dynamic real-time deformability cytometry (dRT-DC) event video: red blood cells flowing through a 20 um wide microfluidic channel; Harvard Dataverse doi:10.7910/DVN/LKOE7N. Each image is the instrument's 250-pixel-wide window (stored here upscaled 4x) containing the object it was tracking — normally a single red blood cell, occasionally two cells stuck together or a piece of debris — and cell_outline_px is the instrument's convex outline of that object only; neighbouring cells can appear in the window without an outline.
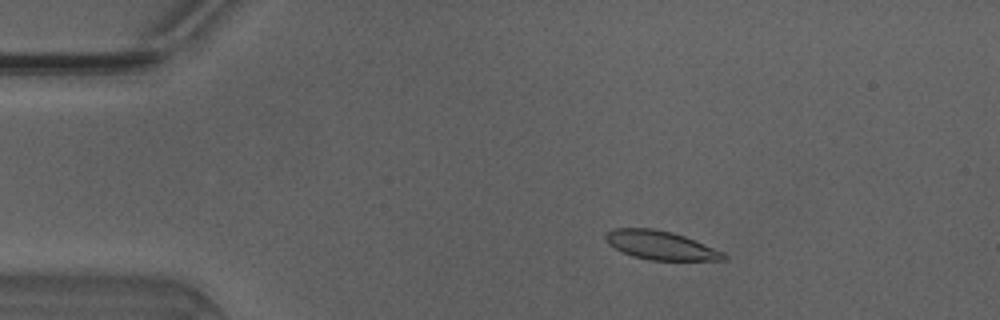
{"species": "Egyptian fruit bat (a non-hibernating species)", "species_latin": "Rousettus aegyptiacus", "temperature_condition": "warm", "stored_images_in_passage": 50, "camera_frame_rate_fps": 3000, "um_per_image_px": 0.085, "animal": {"sex": "male"}, "frame": {"image": 1, "passage_image": 9, "time_ms": 2.667, "image_size_px": [1000, 320], "cell_outline_px": [[728, 256], [724, 260], [648, 260], [632, 256], [608, 244], [604, 236], [608, 232], [616, 228], [652, 228], [672, 232], [684, 236], [724, 252]], "centroid_in_image_um": [56.16, 20.85], "position_along_channel_um": 28.8, "area_um2": 19.59}}
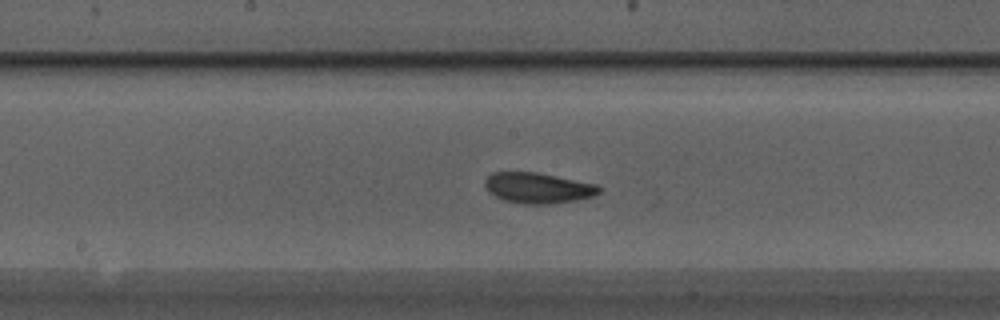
{"frame": {"image": 2, "passage_image": 26, "time_ms": 8.333, "image_size_px": [1000, 320], "cell_outline_px": [[600, 192], [592, 196], [576, 200], [548, 204], [520, 204], [504, 200], [488, 192], [484, 184], [484, 180], [492, 172], [536, 172], [596, 184], [600, 188]], "centroid_in_image_um": [45.68, 15.98], "position_along_channel_um": 202.5, "area_um2": 20.29}}
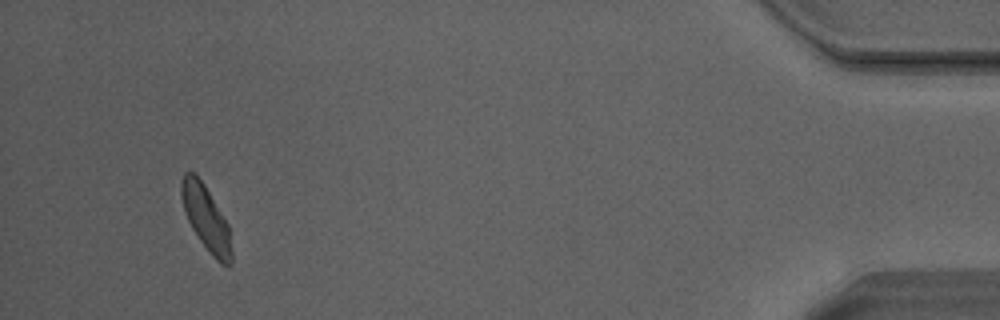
{"frame": {"image": 3, "passage_image": 47, "time_ms": 15.333, "image_size_px": [1000, 320], "cell_outline_px": [[232, 264], [228, 268], [220, 264], [212, 256], [200, 240], [192, 228], [184, 212], [180, 196], [180, 184], [184, 172], [192, 172], [204, 184], [228, 224], [232, 252]], "centroid_in_image_um": [17.51, 18.59], "position_along_channel_um": 417.7, "area_um2": 18.96}, "authors_computed_cell_mechanics": {"area_um2": 19.8832, "velocity_mm_per_s": 4.1419, "shape_relaxation_time_tau1_ms": 3.4694, "shape_relaxation_time_tau2_ms": 2.2286, "deformation_change_tau1": 0.1059, "deformation_change_tau2": 0.084}}